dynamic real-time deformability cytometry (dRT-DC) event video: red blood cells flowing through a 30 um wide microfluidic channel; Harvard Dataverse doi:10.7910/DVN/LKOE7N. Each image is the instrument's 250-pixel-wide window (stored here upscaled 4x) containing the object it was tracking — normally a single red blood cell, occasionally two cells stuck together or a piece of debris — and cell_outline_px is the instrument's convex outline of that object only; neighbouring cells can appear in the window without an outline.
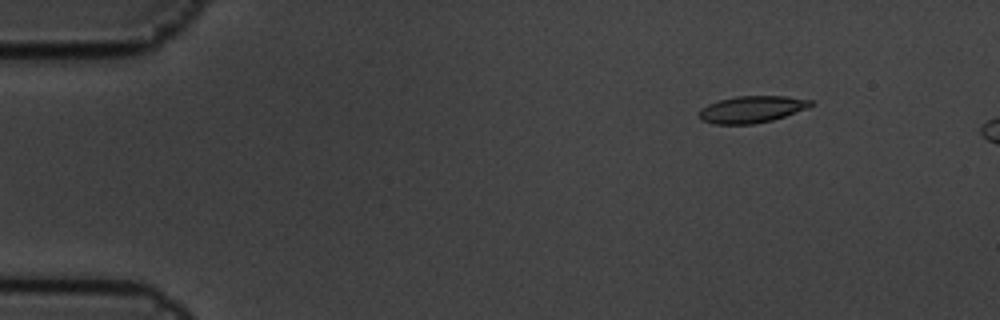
{"species": "common noctule bat (a hibernating species)", "species_latin": "Nyctalus noctula", "temperature_condition": "cold", "stored_images_in_passage": 3, "camera_frame_rate_fps": 3000, "um_per_image_px": 0.085, "animal": {"sex": "male", "body_mass_g": 19.5, "forearm_length_mm": 54.6}, "frame": {"image": 1, "passage_image": 1, "time_ms": 0.0, "image_size_px": [1000, 320], "cell_outline_px": [[816, 104], [808, 108], [772, 120], [752, 124], [712, 124], [700, 120], [700, 108], [708, 104], [720, 100], [736, 96], [788, 96], [812, 100]], "centroid_in_image_um": [63.92, 9.29], "position_along_channel_um": 21.1, "area_um2": 17.51}}